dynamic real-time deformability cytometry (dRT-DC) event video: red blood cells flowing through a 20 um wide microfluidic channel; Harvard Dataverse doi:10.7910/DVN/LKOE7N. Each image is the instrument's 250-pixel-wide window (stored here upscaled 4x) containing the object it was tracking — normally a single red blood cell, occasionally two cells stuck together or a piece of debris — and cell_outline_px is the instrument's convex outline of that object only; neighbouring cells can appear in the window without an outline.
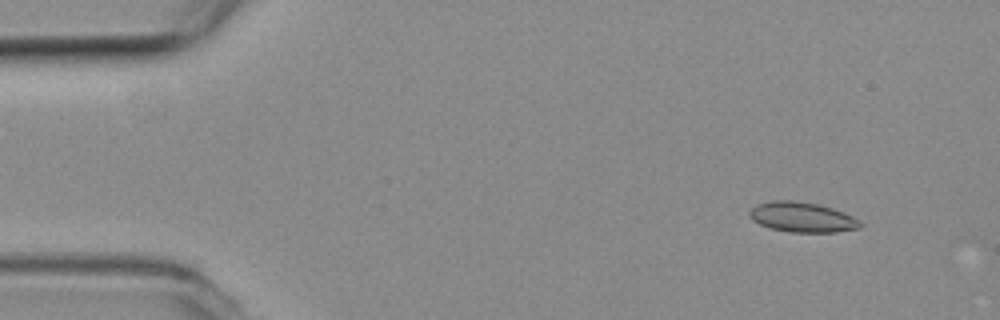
{"species": "common noctule bat (a hibernating species)", "species_latin": "Nyctalus noctula", "temperature_condition": "room temperature", "stored_images_in_passage": 2, "camera_frame_rate_fps": 3000, "um_per_image_px": 0.085, "animal": {"sex": "female", "body_mass_g": 19.3, "forearm_length_mm": 54.1}, "frame": {"image": 1, "passage_image": 1, "time_ms": 0.0, "image_size_px": [1000, 320], "cell_outline_px": [[864, 224], [860, 228], [836, 232], [788, 232], [768, 228], [752, 220], [748, 216], [748, 212], [756, 204], [772, 200], [792, 200], [816, 204], [832, 208], [844, 212], [860, 220]], "centroid_in_image_um": [68.17, 18.46], "position_along_channel_um": 16.8, "area_um2": 19.59}}
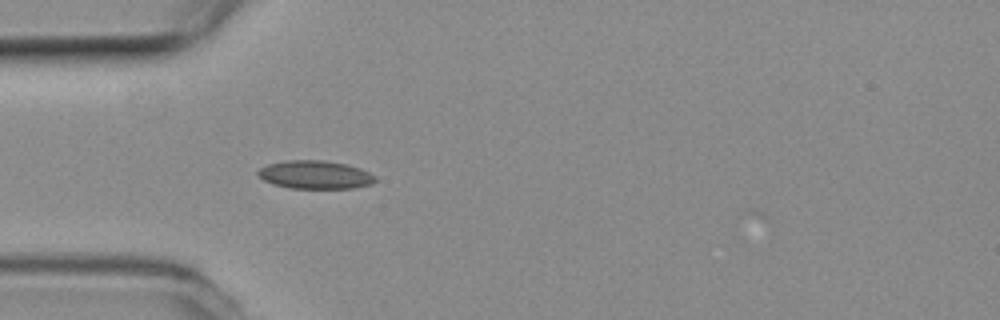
{"frame": {"image": 2, "passage_image": 2, "time_ms": 0.333, "image_size_px": [1000, 320], "cell_outline_px": [[376, 180], [372, 184], [352, 188], [288, 188], [272, 184], [264, 180], [256, 172], [260, 168], [268, 164], [284, 160], [324, 160], [344, 164], [360, 168], [376, 176]], "centroid_in_image_um": [26.77, 14.85], "position_along_channel_um": 58.2, "area_um2": 19.31}}